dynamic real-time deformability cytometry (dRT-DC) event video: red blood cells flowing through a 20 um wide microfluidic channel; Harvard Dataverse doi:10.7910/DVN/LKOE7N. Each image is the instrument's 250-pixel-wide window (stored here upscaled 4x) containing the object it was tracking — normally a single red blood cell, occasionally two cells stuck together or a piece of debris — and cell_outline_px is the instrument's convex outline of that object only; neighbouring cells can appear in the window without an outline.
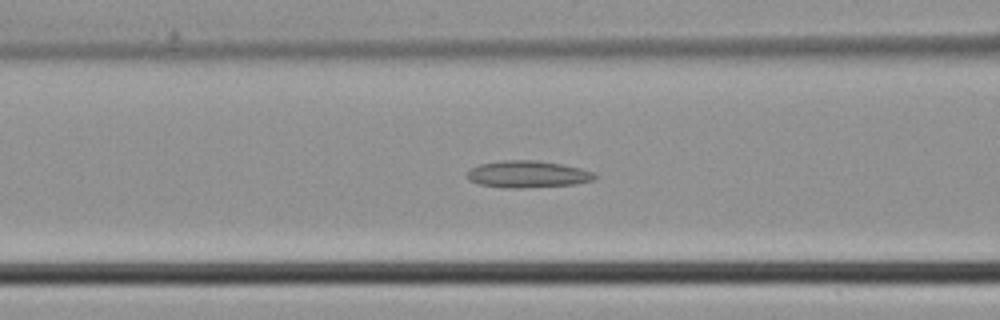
{"species": "common noctule bat (a hibernating species)", "species_latin": "Nyctalus noctula", "temperature_condition": "cold", "stored_images_in_passage": 45, "camera_frame_rate_fps": 3000, "um_per_image_px": 0.085, "animal": {"sex": "male", "body_mass_g": 21.5, "forearm_length_mm": 52.0}, "frame": {"image": 1, "passage_image": 18, "time_ms": 5.667, "image_size_px": [1000, 320], "cell_outline_px": [[600, 176], [592, 180], [576, 184], [520, 188], [504, 188], [480, 184], [468, 180], [468, 172], [472, 168], [480, 164], [504, 160], [536, 160], [560, 164], [580, 168], [592, 172]], "centroid_in_image_um": [44.87, 14.81], "position_along_channel_um": 121.7, "area_um2": 19.88}}
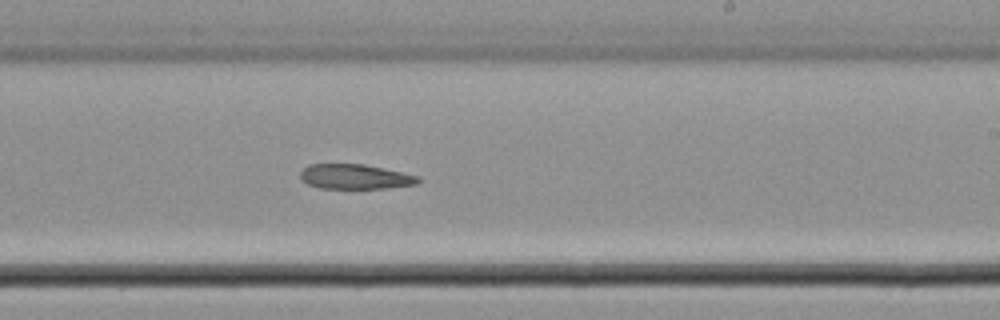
{"frame": {"image": 2, "passage_image": 27, "time_ms": 8.667, "image_size_px": [1000, 320], "cell_outline_px": [[420, 180], [416, 184], [388, 188], [320, 188], [308, 184], [300, 176], [300, 172], [308, 164], [364, 164], [420, 176]], "centroid_in_image_um": [30.19, 15.01], "position_along_channel_um": 258.8, "area_um2": 16.94}}
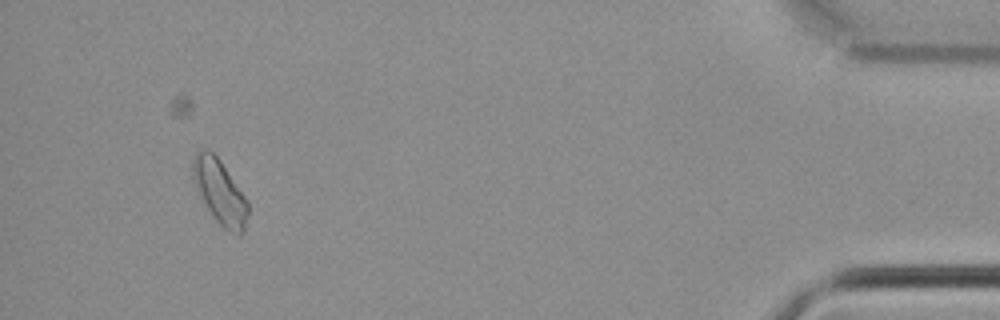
{"frame": {"image": 3, "passage_image": 42, "time_ms": 13.667, "image_size_px": [1000, 320], "cell_outline_px": [[248, 216], [244, 232], [240, 236], [236, 236], [228, 232], [216, 220], [208, 208], [192, 176], [192, 164], [196, 152], [204, 148], [208, 148], [220, 160], [248, 200]], "centroid_in_image_um": [18.73, 16.33], "position_along_channel_um": 416.5, "area_um2": 20.46}}